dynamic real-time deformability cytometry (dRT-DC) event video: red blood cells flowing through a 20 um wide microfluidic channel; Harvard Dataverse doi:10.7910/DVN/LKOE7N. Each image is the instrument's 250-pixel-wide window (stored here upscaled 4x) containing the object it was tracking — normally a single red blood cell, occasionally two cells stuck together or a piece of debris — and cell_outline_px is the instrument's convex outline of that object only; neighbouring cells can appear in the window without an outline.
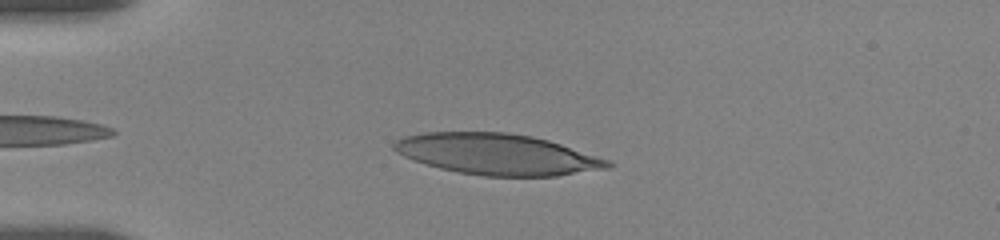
{"species": "human", "species_latin": "Homo sapiens", "temperature_condition": "room temperature", "stored_images_in_passage": 54, "camera_frame_rate_fps": 3000, "um_per_image_px": 0.085, "donor": {"sex": "female"}, "frame": {"image": 1, "passage_image": 8, "time_ms": 1.667, "image_size_px": [1000, 240], "cell_outline_px": [[616, 164], [608, 168], [556, 176], [484, 176], [460, 172], [440, 168], [424, 164], [412, 160], [396, 152], [392, 148], [392, 144], [396, 140], [404, 136], [424, 132], [508, 132], [532, 136], [548, 140], [608, 160]], "centroid_in_image_um": [42.22, 13.11], "position_along_channel_um": 42.8, "area_um2": 50.98}}
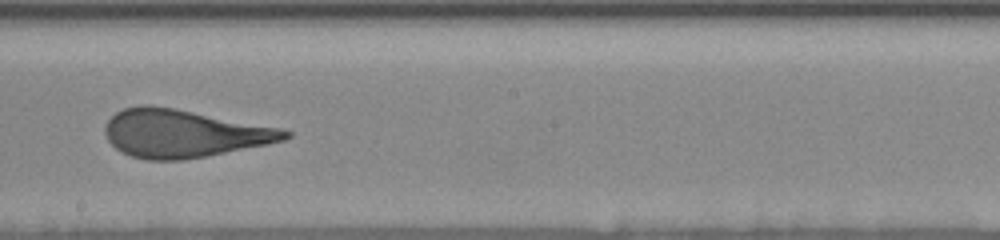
{"frame": {"image": 2, "passage_image": 28, "time_ms": 7.667, "image_size_px": [1000, 240], "cell_outline_px": [[292, 136], [284, 140], [184, 160], [148, 160], [132, 156], [116, 148], [108, 140], [104, 132], [104, 124], [116, 112], [124, 108], [140, 104], [148, 104], [176, 108], [280, 128], [292, 132]], "centroid_in_image_um": [15.55, 11.32], "position_along_channel_um": 232.6, "area_um2": 49.82}}
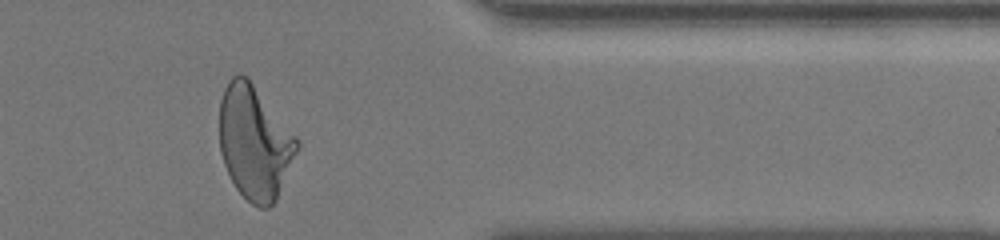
{"frame": {"image": 3, "passage_image": 48, "time_ms": 12.333, "image_size_px": [1000, 240], "cell_outline_px": [[300, 148], [276, 200], [268, 208], [260, 208], [252, 204], [236, 188], [224, 164], [220, 152], [220, 100], [224, 88], [228, 80], [232, 76], [240, 72], [248, 76], [300, 140]], "centroid_in_image_um": [21.66, 12.07], "position_along_channel_um": 389.7, "area_um2": 51.85}}